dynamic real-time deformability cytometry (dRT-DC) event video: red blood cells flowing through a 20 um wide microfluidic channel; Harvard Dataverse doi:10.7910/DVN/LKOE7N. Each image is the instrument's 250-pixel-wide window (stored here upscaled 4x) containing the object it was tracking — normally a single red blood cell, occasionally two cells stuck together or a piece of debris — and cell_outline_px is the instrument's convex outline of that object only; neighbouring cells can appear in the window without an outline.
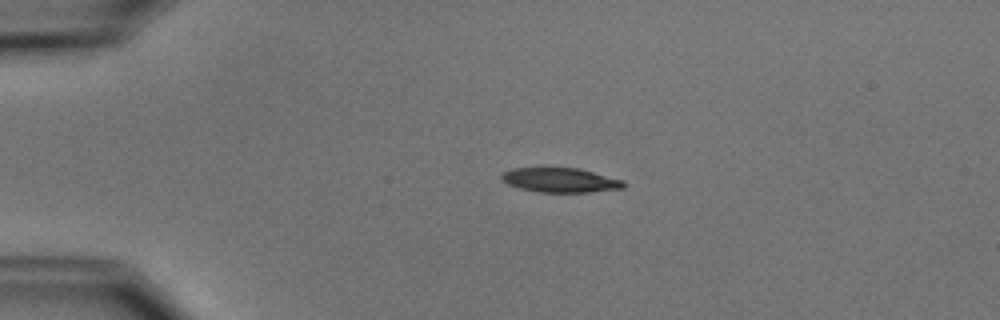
{"species": "common noctule bat (a hibernating species)", "species_latin": "Nyctalus noctula", "temperature_condition": "cold", "stored_images_in_passage": 2, "camera_frame_rate_fps": 3000, "um_per_image_px": 0.085, "animal": {"sex": "male", "body_mass_g": 15.6}, "frame": {"image": 1, "passage_image": 1, "time_ms": 0.0, "image_size_px": [1000, 320], "cell_outline_px": [[628, 184], [624, 188], [592, 192], [540, 192], [520, 188], [508, 184], [500, 180], [500, 176], [504, 172], [512, 168], [580, 168], [624, 180]], "centroid_in_image_um": [47.67, 15.31], "position_along_channel_um": 37.3, "area_um2": 17.57}}